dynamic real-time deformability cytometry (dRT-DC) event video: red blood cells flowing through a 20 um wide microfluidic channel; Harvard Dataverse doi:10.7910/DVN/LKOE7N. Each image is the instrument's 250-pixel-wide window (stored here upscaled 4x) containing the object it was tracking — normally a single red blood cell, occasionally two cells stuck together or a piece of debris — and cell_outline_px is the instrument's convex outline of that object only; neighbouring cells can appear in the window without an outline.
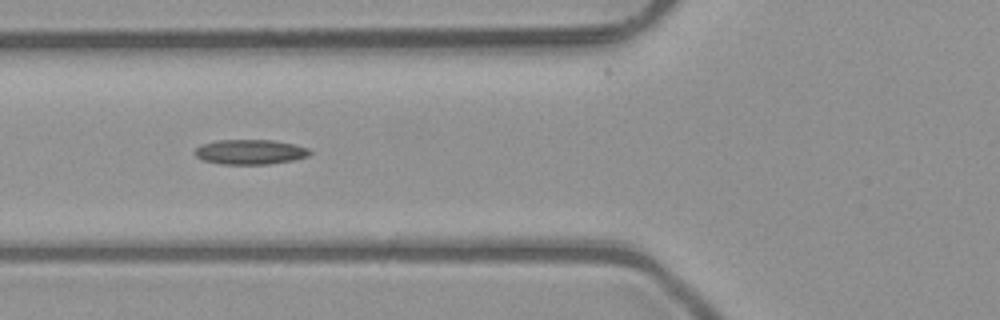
{"species": "common noctule bat (a hibernating species)", "species_latin": "Nyctalus noctula", "temperature_condition": "room temperature", "stored_images_in_passage": 7, "camera_frame_rate_fps": 3000, "um_per_image_px": 0.085, "animal": {"sex": "male", "body_mass_g": 23.1, "forearm_length_mm": 52.7}, "frame": {"image": 1, "passage_image": 5, "time_ms": 1.333, "image_size_px": [1000, 320], "cell_outline_px": [[312, 152], [308, 156], [292, 160], [268, 164], [220, 164], [204, 160], [196, 156], [192, 152], [200, 144], [216, 140], [272, 140], [292, 144], [308, 148]], "centroid_in_image_um": [21.21, 12.91], "position_along_channel_um": 104.6, "area_um2": 16.65}}
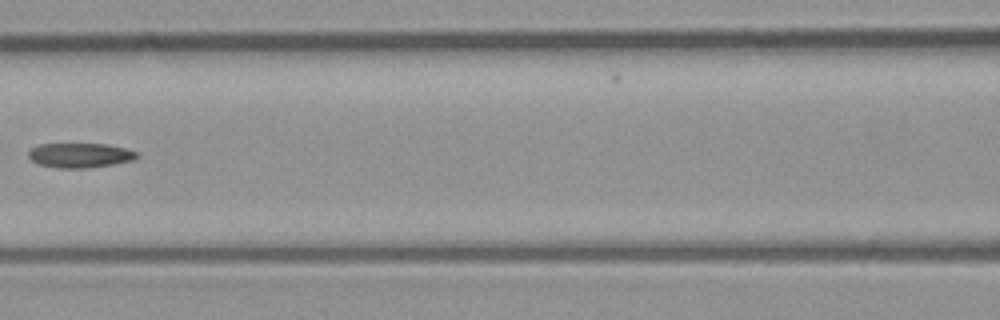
{"frame": {"image": 2, "passage_image": 6, "time_ms": 1.667, "image_size_px": [1000, 320], "cell_outline_px": [[140, 156], [132, 160], [112, 164], [88, 168], [60, 168], [40, 164], [32, 160], [28, 156], [28, 152], [32, 148], [40, 144], [108, 144], [140, 152]], "centroid_in_image_um": [6.84, 13.19], "position_along_channel_um": 159.8, "area_um2": 15.49}}
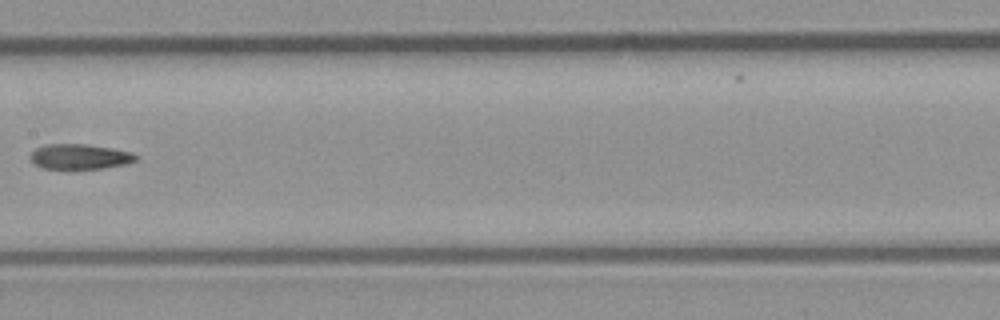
{"frame": {"image": 3, "passage_image": 7, "time_ms": 2.0, "image_size_px": [1000, 320], "cell_outline_px": [[136, 160], [124, 164], [100, 168], [44, 168], [36, 164], [32, 160], [32, 152], [36, 148], [48, 144], [88, 144], [112, 148], [132, 152], [136, 156]], "centroid_in_image_um": [6.8, 13.29], "position_along_channel_um": 200.6, "area_um2": 15.03}}